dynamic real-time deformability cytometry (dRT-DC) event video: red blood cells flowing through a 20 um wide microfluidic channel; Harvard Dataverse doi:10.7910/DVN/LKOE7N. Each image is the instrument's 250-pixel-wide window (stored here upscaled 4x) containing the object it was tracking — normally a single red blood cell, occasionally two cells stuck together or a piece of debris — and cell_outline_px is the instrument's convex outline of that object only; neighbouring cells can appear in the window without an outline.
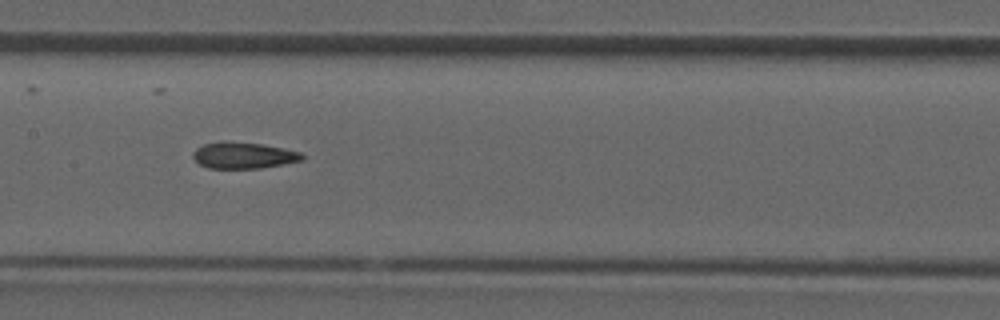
{"species": "common noctule bat (a hibernating species)", "species_latin": "Nyctalus noctula", "temperature_condition": "room temperature", "stored_images_in_passage": 28, "camera_frame_rate_fps": 3000, "um_per_image_px": 0.085, "animal": {"sex": "male", "forearm_length_mm": 52.5}, "frame": {"image": 1, "passage_image": 9, "time_ms": 2.667, "image_size_px": [1000, 320], "cell_outline_px": [[304, 160], [284, 164], [260, 168], [208, 168], [200, 164], [192, 156], [192, 152], [196, 148], [204, 144], [260, 144], [284, 148], [300, 152], [304, 156]], "centroid_in_image_um": [20.75, 13.25], "position_along_channel_um": 186.7, "area_um2": 16.01}}
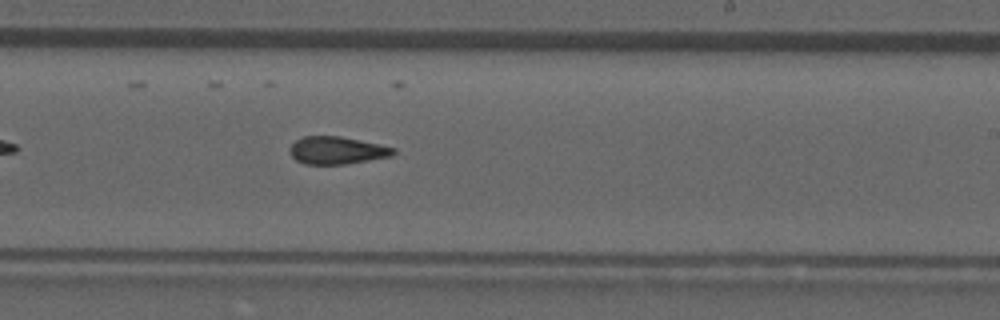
{"frame": {"image": 2, "passage_image": 13, "time_ms": 4.0, "image_size_px": [1000, 320], "cell_outline_px": [[396, 152], [392, 156], [344, 164], [304, 164], [296, 160], [292, 156], [288, 148], [296, 140], [304, 136], [340, 136], [380, 144], [396, 148]], "centroid_in_image_um": [28.64, 12.78], "position_along_channel_um": 260.4, "area_um2": 16.65}}